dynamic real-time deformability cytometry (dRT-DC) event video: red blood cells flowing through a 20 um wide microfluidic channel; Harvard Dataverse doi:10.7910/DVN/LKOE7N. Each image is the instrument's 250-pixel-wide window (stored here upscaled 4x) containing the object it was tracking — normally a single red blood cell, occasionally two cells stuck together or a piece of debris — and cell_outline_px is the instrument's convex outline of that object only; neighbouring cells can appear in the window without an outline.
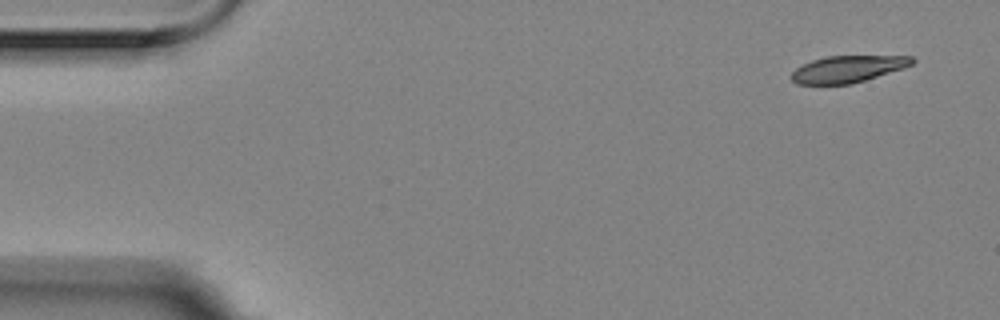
{"species": "Egyptian fruit bat (a non-hibernating species)", "species_latin": "Rousettus aegyptiacus", "temperature_condition": "room temperature", "stored_images_in_passage": 2, "camera_frame_rate_fps": 3000, "um_per_image_px": 0.085, "animal": {"sex": "female"}, "frame": {"image": 1, "passage_image": 1, "time_ms": 0.0, "image_size_px": [1000, 320], "cell_outline_px": [[916, 60], [912, 64], [904, 68], [852, 84], [796, 84], [788, 76], [796, 68], [812, 60], [824, 56], [912, 56]], "centroid_in_image_um": [72.04, 5.87], "position_along_channel_um": 13.0, "area_um2": 18.9}}